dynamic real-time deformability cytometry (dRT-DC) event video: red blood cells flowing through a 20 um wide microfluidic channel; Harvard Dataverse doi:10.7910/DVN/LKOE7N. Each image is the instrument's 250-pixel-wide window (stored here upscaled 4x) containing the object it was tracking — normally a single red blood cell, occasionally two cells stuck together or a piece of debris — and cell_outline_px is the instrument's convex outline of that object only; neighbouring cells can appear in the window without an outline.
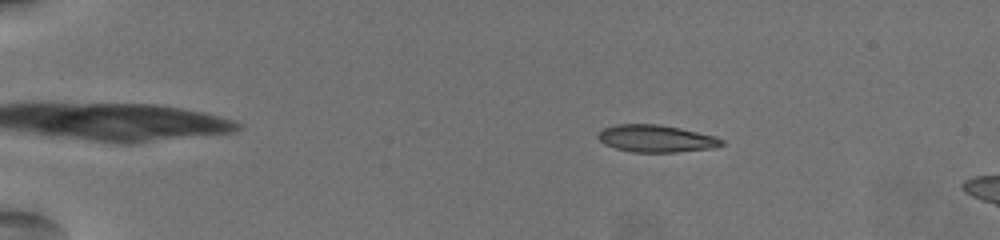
{"species": "common noctule bat (a hibernating species)", "species_latin": "Nyctalus noctula", "temperature_condition": "warm", "stored_images_in_passage": 10, "camera_frame_rate_fps": 3000, "um_per_image_px": 0.085, "animal": {"sex": "female", "body_mass_g": 19.5, "forearm_length_mm": 54.1}, "frame": {"image": 1, "passage_image": 4, "time_ms": 1.0, "image_size_px": [1000, 240], "cell_outline_px": [[724, 144], [712, 148], [676, 152], [632, 152], [616, 148], [604, 144], [596, 136], [604, 128], [616, 124], [660, 124], [680, 128], [716, 136], [724, 140]], "centroid_in_image_um": [55.78, 11.77], "position_along_channel_um": 29.2, "area_um2": 19.59}}